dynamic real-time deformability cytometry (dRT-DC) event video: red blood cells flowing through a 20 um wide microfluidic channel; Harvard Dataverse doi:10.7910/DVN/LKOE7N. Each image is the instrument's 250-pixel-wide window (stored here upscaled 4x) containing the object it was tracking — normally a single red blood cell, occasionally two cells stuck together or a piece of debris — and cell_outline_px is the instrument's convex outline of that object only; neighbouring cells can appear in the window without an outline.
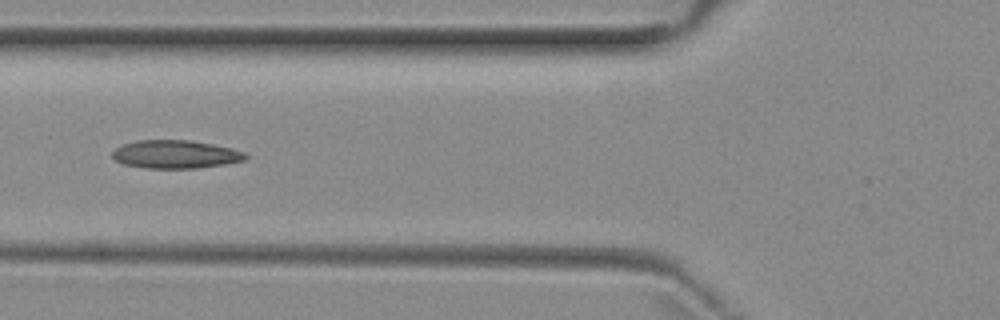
{"species": "common noctule bat (a hibernating species)", "species_latin": "Nyctalus noctula", "temperature_condition": "room temperature", "stored_images_in_passage": 5, "camera_frame_rate_fps": 3000, "um_per_image_px": 0.085, "animal": {"sex": "female", "body_mass_g": 29.2, "forearm_length_mm": 56.3}, "frame": {"image": 1, "passage_image": 4, "time_ms": 3.667, "image_size_px": [1000, 320], "cell_outline_px": [[248, 156], [244, 160], [228, 164], [196, 168], [144, 168], [124, 164], [116, 160], [112, 156], [112, 152], [116, 148], [124, 144], [136, 140], [188, 140], [212, 144], [232, 148], [244, 152]], "centroid_in_image_um": [14.93, 13.12], "position_along_channel_um": 110.9, "area_um2": 21.85}}
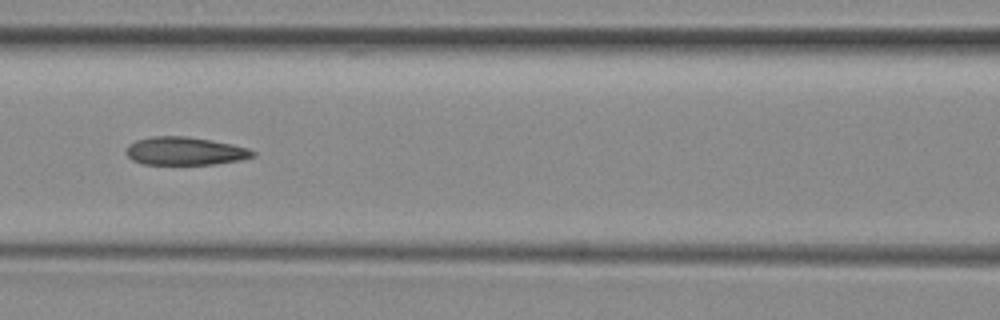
{"frame": {"image": 2, "passage_image": 5, "time_ms": 4.667, "image_size_px": [1000, 320], "cell_outline_px": [[256, 156], [240, 160], [216, 164], [140, 164], [132, 160], [124, 152], [124, 148], [128, 144], [136, 140], [152, 136], [188, 136], [232, 144], [248, 148], [256, 152]], "centroid_in_image_um": [15.69, 12.84], "position_along_channel_um": 150.9, "area_um2": 20.98}}